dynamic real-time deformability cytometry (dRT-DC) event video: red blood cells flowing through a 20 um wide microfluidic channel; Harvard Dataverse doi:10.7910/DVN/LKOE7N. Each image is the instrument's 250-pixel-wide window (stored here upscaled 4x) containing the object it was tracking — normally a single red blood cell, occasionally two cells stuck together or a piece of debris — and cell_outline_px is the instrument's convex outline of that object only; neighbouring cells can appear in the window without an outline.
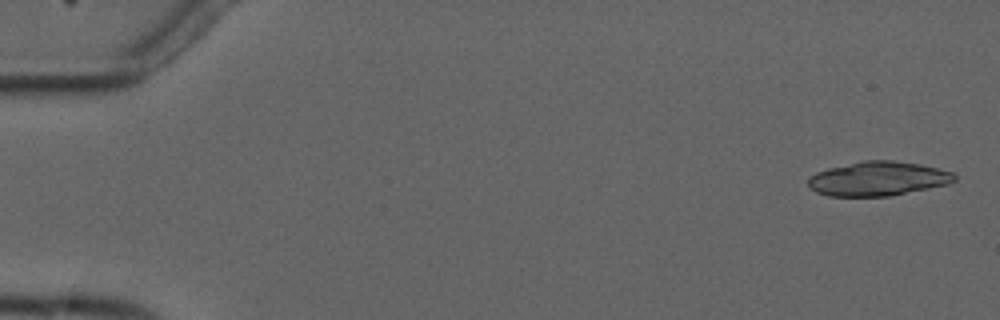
{"species": "common noctule bat (a hibernating species)", "species_latin": "Nyctalus noctula", "temperature_condition": "cold", "stored_images_in_passage": 6, "segment_of_instrument_passage": [1, 2], "camera_frame_rate_fps": 3000, "um_per_image_px": 0.085, "animal": {"sex": "male", "forearm_length_mm": 52.5}, "frame": {"image": 1, "passage_image": 1, "time_ms": 0.0, "image_size_px": [1000, 320], "cell_outline_px": [[956, 180], [948, 184], [888, 196], [828, 196], [816, 192], [808, 184], [808, 180], [816, 172], [828, 168], [864, 160], [892, 160], [920, 164], [952, 172], [956, 176]], "centroid_in_image_um": [74.63, 15.18], "position_along_channel_um": 10.4, "area_um2": 28.96}}